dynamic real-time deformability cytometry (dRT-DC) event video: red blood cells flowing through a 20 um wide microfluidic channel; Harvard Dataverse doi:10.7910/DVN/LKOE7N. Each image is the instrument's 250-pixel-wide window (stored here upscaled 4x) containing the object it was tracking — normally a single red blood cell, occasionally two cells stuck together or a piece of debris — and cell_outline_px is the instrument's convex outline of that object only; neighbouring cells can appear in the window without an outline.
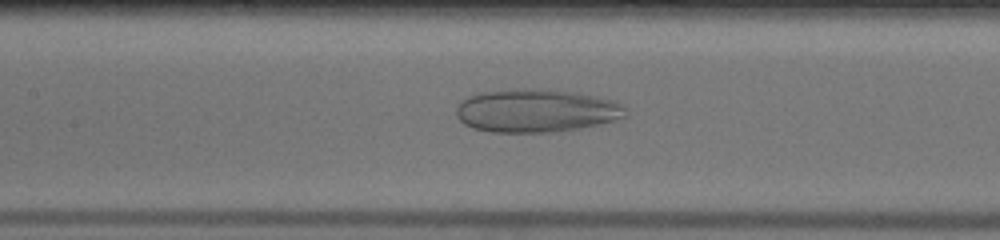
{"species": "human", "species_latin": "Homo sapiens", "temperature_condition": "warm", "stored_images_in_passage": 51, "camera_frame_rate_fps": 3000, "um_per_image_px": 0.085, "donor": {"sex": "male"}, "frame": {"image": 1, "passage_image": 24, "time_ms": 7.667, "image_size_px": [1000, 240], "cell_outline_px": [[628, 116], [580, 128], [552, 132], [492, 132], [472, 128], [464, 124], [456, 116], [456, 108], [468, 96], [480, 92], [516, 88], [532, 88], [576, 92], [612, 100], [624, 104], [628, 112]], "centroid_in_image_um": [45.57, 9.4], "position_along_channel_um": 161.8, "area_um2": 42.71}}
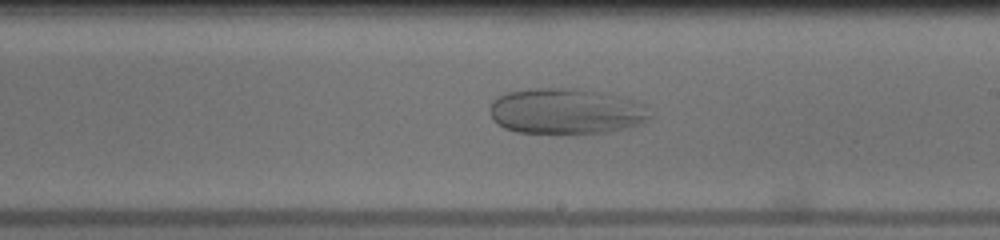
{"frame": {"image": 2, "passage_image": 30, "time_ms": 9.667, "image_size_px": [1000, 240], "cell_outline_px": [[652, 116], [636, 124], [608, 132], [516, 132], [504, 128], [492, 120], [488, 108], [492, 100], [496, 96], [504, 92], [528, 88], [576, 88], [600, 92], [636, 100], [644, 104]], "centroid_in_image_um": [48.02, 9.42], "position_along_channel_um": 241.0, "area_um2": 42.6}}
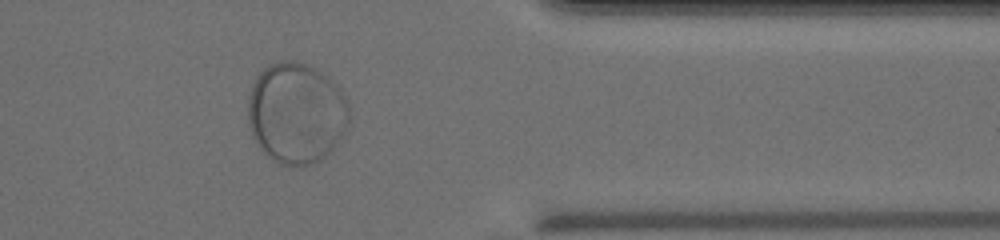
{"frame": {"image": 3, "passage_image": 42, "time_ms": 13.667, "image_size_px": [1000, 240], "cell_outline_px": [[348, 124], [344, 132], [332, 148], [320, 160], [304, 168], [280, 164], [272, 160], [260, 148], [252, 136], [248, 124], [248, 96], [252, 84], [256, 76], [268, 64], [284, 60], [292, 60], [316, 68], [340, 88], [348, 100]], "centroid_in_image_um": [25.16, 9.62], "position_along_channel_um": 386.2, "area_um2": 59.94}}